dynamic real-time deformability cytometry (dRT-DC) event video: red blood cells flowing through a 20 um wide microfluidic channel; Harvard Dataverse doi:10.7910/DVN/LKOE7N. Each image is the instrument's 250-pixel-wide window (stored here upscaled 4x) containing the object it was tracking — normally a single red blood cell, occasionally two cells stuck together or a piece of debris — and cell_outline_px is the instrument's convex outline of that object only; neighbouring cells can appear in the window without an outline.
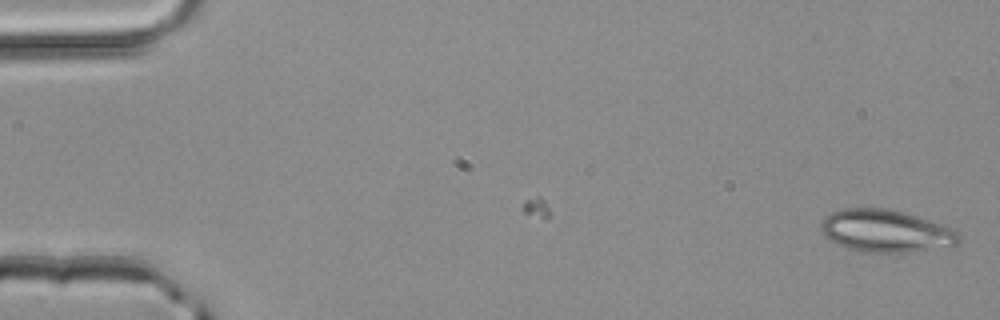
{"species": "common noctule bat (a hibernating species)", "species_latin": "Nyctalus noctula", "temperature_condition": "room temperature", "stored_images_in_passage": 16, "camera_frame_rate_fps": 3000, "um_per_image_px": 0.085, "animal": {"sex": "male", "body_mass_g": 20.4}, "frame": {"image": 1, "passage_image": 1, "time_ms": 0.0, "image_size_px": [1000, 320], "cell_outline_px": [[960, 240], [956, 244], [908, 252], [860, 252], [836, 244], [824, 236], [820, 232], [820, 224], [824, 216], [832, 212], [844, 208], [884, 208], [904, 212], [940, 224], [960, 232]], "centroid_in_image_um": [75.21, 19.63], "position_along_channel_um": 9.8, "area_um2": 33.93}}